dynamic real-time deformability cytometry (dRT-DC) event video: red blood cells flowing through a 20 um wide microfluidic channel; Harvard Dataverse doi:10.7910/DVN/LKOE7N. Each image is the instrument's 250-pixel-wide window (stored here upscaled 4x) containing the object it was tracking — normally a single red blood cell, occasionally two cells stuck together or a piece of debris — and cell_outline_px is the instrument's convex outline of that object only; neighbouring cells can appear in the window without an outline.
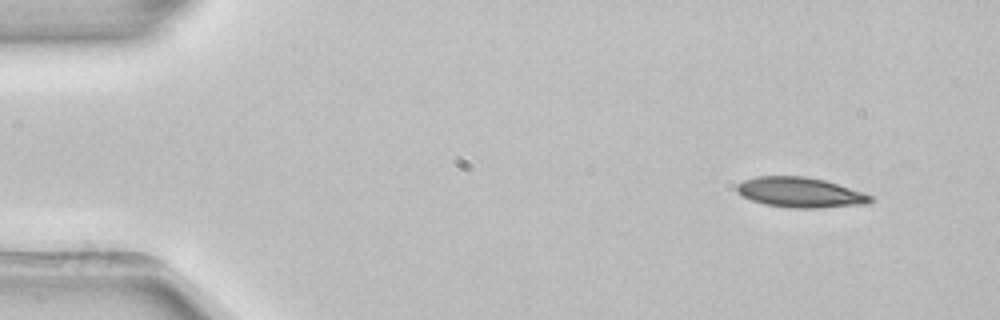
{"species": "common noctule bat (a hibernating species)", "species_latin": "Nyctalus noctula", "temperature_condition": "room temperature", "stored_images_in_passage": 3, "camera_frame_rate_fps": 3000, "um_per_image_px": 0.085, "animal": {"sex": "female", "body_mass_g": 22.7, "forearm_length_mm": 54.2}, "frame": {"image": 1, "passage_image": 1, "time_ms": 0.0, "image_size_px": [1000, 320], "cell_outline_px": [[876, 200], [868, 204], [816, 208], [792, 208], [764, 204], [752, 200], [736, 192], [736, 184], [744, 180], [756, 176], [804, 176], [824, 180], [864, 192], [872, 196]], "centroid_in_image_um": [68.04, 16.36], "position_along_channel_um": 17.0, "area_um2": 23.58}}